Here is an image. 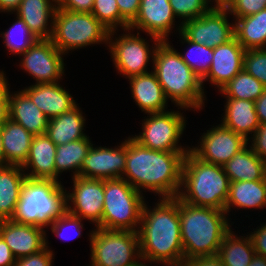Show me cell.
I'll return each instance as SVG.
<instances>
[{"mask_svg": "<svg viewBox=\"0 0 266 266\" xmlns=\"http://www.w3.org/2000/svg\"><path fill=\"white\" fill-rule=\"evenodd\" d=\"M152 209L144 203L138 229L140 256L144 263L184 266L179 197L159 198Z\"/></svg>", "mask_w": 266, "mask_h": 266, "instance_id": "6da1fadb", "label": "cell"}, {"mask_svg": "<svg viewBox=\"0 0 266 266\" xmlns=\"http://www.w3.org/2000/svg\"><path fill=\"white\" fill-rule=\"evenodd\" d=\"M187 153L152 150L128 137L126 168L122 178L141 194L142 189H147L160 198H175L180 193L182 167Z\"/></svg>", "mask_w": 266, "mask_h": 266, "instance_id": "7a4b0ae2", "label": "cell"}, {"mask_svg": "<svg viewBox=\"0 0 266 266\" xmlns=\"http://www.w3.org/2000/svg\"><path fill=\"white\" fill-rule=\"evenodd\" d=\"M226 216L225 211L193 206L179 198L184 265L195 257L217 255L224 236L231 230Z\"/></svg>", "mask_w": 266, "mask_h": 266, "instance_id": "3957f363", "label": "cell"}, {"mask_svg": "<svg viewBox=\"0 0 266 266\" xmlns=\"http://www.w3.org/2000/svg\"><path fill=\"white\" fill-rule=\"evenodd\" d=\"M152 63L166 98H170L178 109H203L206 95L201 80L168 41L158 44Z\"/></svg>", "mask_w": 266, "mask_h": 266, "instance_id": "277c9868", "label": "cell"}, {"mask_svg": "<svg viewBox=\"0 0 266 266\" xmlns=\"http://www.w3.org/2000/svg\"><path fill=\"white\" fill-rule=\"evenodd\" d=\"M230 180L223 166L204 162L189 151L182 167V184L178 197L193 206L225 211Z\"/></svg>", "mask_w": 266, "mask_h": 266, "instance_id": "5b68a950", "label": "cell"}, {"mask_svg": "<svg viewBox=\"0 0 266 266\" xmlns=\"http://www.w3.org/2000/svg\"><path fill=\"white\" fill-rule=\"evenodd\" d=\"M52 179L26 178L12 221L42 228L66 211V188Z\"/></svg>", "mask_w": 266, "mask_h": 266, "instance_id": "8992f818", "label": "cell"}, {"mask_svg": "<svg viewBox=\"0 0 266 266\" xmlns=\"http://www.w3.org/2000/svg\"><path fill=\"white\" fill-rule=\"evenodd\" d=\"M144 196L123 178L104 180L102 229L138 232Z\"/></svg>", "mask_w": 266, "mask_h": 266, "instance_id": "52a82bcc", "label": "cell"}, {"mask_svg": "<svg viewBox=\"0 0 266 266\" xmlns=\"http://www.w3.org/2000/svg\"><path fill=\"white\" fill-rule=\"evenodd\" d=\"M51 41L63 54L93 44H108L109 30L92 14L57 7Z\"/></svg>", "mask_w": 266, "mask_h": 266, "instance_id": "ba28073f", "label": "cell"}, {"mask_svg": "<svg viewBox=\"0 0 266 266\" xmlns=\"http://www.w3.org/2000/svg\"><path fill=\"white\" fill-rule=\"evenodd\" d=\"M90 232V266H138L141 263L137 232L99 227Z\"/></svg>", "mask_w": 266, "mask_h": 266, "instance_id": "9c48e42d", "label": "cell"}, {"mask_svg": "<svg viewBox=\"0 0 266 266\" xmlns=\"http://www.w3.org/2000/svg\"><path fill=\"white\" fill-rule=\"evenodd\" d=\"M142 121V133L132 138L144 147L165 152H189L190 147L180 146V136L186 127L181 111L150 113Z\"/></svg>", "mask_w": 266, "mask_h": 266, "instance_id": "30bf717a", "label": "cell"}, {"mask_svg": "<svg viewBox=\"0 0 266 266\" xmlns=\"http://www.w3.org/2000/svg\"><path fill=\"white\" fill-rule=\"evenodd\" d=\"M124 31L126 34L123 33L121 36L115 37V40L112 39L115 31H110L108 36L107 46L115 68L120 75L123 74L126 78L148 73L147 64L150 58L153 61L156 48L161 40L154 38L152 40L154 47H152L146 39L140 37V31L137 32V35L136 33L132 34L129 28Z\"/></svg>", "mask_w": 266, "mask_h": 266, "instance_id": "8fae6325", "label": "cell"}, {"mask_svg": "<svg viewBox=\"0 0 266 266\" xmlns=\"http://www.w3.org/2000/svg\"><path fill=\"white\" fill-rule=\"evenodd\" d=\"M228 10L210 9L207 13L181 24V33L190 41L214 49L235 37L234 23Z\"/></svg>", "mask_w": 266, "mask_h": 266, "instance_id": "7c38bea8", "label": "cell"}, {"mask_svg": "<svg viewBox=\"0 0 266 266\" xmlns=\"http://www.w3.org/2000/svg\"><path fill=\"white\" fill-rule=\"evenodd\" d=\"M51 39H38L21 56L22 70L33 76L35 84L57 83L64 75V58Z\"/></svg>", "mask_w": 266, "mask_h": 266, "instance_id": "4fadbf2b", "label": "cell"}, {"mask_svg": "<svg viewBox=\"0 0 266 266\" xmlns=\"http://www.w3.org/2000/svg\"><path fill=\"white\" fill-rule=\"evenodd\" d=\"M72 181V192L66 191V210L102 228L104 180L77 176Z\"/></svg>", "mask_w": 266, "mask_h": 266, "instance_id": "5bb4252c", "label": "cell"}, {"mask_svg": "<svg viewBox=\"0 0 266 266\" xmlns=\"http://www.w3.org/2000/svg\"><path fill=\"white\" fill-rule=\"evenodd\" d=\"M199 140L200 144L190 151L200 160L219 166H224L248 143L242 135L222 124L207 130Z\"/></svg>", "mask_w": 266, "mask_h": 266, "instance_id": "9a60e30c", "label": "cell"}, {"mask_svg": "<svg viewBox=\"0 0 266 266\" xmlns=\"http://www.w3.org/2000/svg\"><path fill=\"white\" fill-rule=\"evenodd\" d=\"M90 147L80 168V177L89 179L122 178L126 168L127 139L115 148Z\"/></svg>", "mask_w": 266, "mask_h": 266, "instance_id": "2e32d148", "label": "cell"}, {"mask_svg": "<svg viewBox=\"0 0 266 266\" xmlns=\"http://www.w3.org/2000/svg\"><path fill=\"white\" fill-rule=\"evenodd\" d=\"M175 18L169 0H141L139 13L129 29L148 33L151 40L169 41L167 37L174 29Z\"/></svg>", "mask_w": 266, "mask_h": 266, "instance_id": "e0dca14e", "label": "cell"}, {"mask_svg": "<svg viewBox=\"0 0 266 266\" xmlns=\"http://www.w3.org/2000/svg\"><path fill=\"white\" fill-rule=\"evenodd\" d=\"M0 236L16 259L38 253L46 247L47 234L44 228L16 223L11 219L0 220Z\"/></svg>", "mask_w": 266, "mask_h": 266, "instance_id": "ac0fdd59", "label": "cell"}, {"mask_svg": "<svg viewBox=\"0 0 266 266\" xmlns=\"http://www.w3.org/2000/svg\"><path fill=\"white\" fill-rule=\"evenodd\" d=\"M243 46L234 37L225 44L213 49V60L208 74L201 80H208L218 91L223 88L236 74L243 70L244 64Z\"/></svg>", "mask_w": 266, "mask_h": 266, "instance_id": "d6986e66", "label": "cell"}, {"mask_svg": "<svg viewBox=\"0 0 266 266\" xmlns=\"http://www.w3.org/2000/svg\"><path fill=\"white\" fill-rule=\"evenodd\" d=\"M22 90L49 120L77 105L71 94L60 86V82L32 84Z\"/></svg>", "mask_w": 266, "mask_h": 266, "instance_id": "ffe728a7", "label": "cell"}, {"mask_svg": "<svg viewBox=\"0 0 266 266\" xmlns=\"http://www.w3.org/2000/svg\"><path fill=\"white\" fill-rule=\"evenodd\" d=\"M56 145L46 134L34 135L29 155L21 166L31 179H52L56 181L55 155Z\"/></svg>", "mask_w": 266, "mask_h": 266, "instance_id": "44dd1931", "label": "cell"}, {"mask_svg": "<svg viewBox=\"0 0 266 266\" xmlns=\"http://www.w3.org/2000/svg\"><path fill=\"white\" fill-rule=\"evenodd\" d=\"M128 79L132 97L142 112L150 114L166 111L168 99L153 71Z\"/></svg>", "mask_w": 266, "mask_h": 266, "instance_id": "7402d4cb", "label": "cell"}, {"mask_svg": "<svg viewBox=\"0 0 266 266\" xmlns=\"http://www.w3.org/2000/svg\"><path fill=\"white\" fill-rule=\"evenodd\" d=\"M57 7L52 0H21L14 14L25 22L37 39H51Z\"/></svg>", "mask_w": 266, "mask_h": 266, "instance_id": "603a6c76", "label": "cell"}, {"mask_svg": "<svg viewBox=\"0 0 266 266\" xmlns=\"http://www.w3.org/2000/svg\"><path fill=\"white\" fill-rule=\"evenodd\" d=\"M226 101L221 124L225 128L242 135L248 142L251 141L249 135H253L260 124L255 102L234 98H226Z\"/></svg>", "mask_w": 266, "mask_h": 266, "instance_id": "cb8c5ba5", "label": "cell"}, {"mask_svg": "<svg viewBox=\"0 0 266 266\" xmlns=\"http://www.w3.org/2000/svg\"><path fill=\"white\" fill-rule=\"evenodd\" d=\"M9 119L23 126L33 135L45 134L48 117L32 102L21 89L9 97Z\"/></svg>", "mask_w": 266, "mask_h": 266, "instance_id": "d4e9b609", "label": "cell"}, {"mask_svg": "<svg viewBox=\"0 0 266 266\" xmlns=\"http://www.w3.org/2000/svg\"><path fill=\"white\" fill-rule=\"evenodd\" d=\"M77 104L71 110L48 121L46 135L56 145H62L88 137L83 132L85 117Z\"/></svg>", "mask_w": 266, "mask_h": 266, "instance_id": "484cf974", "label": "cell"}, {"mask_svg": "<svg viewBox=\"0 0 266 266\" xmlns=\"http://www.w3.org/2000/svg\"><path fill=\"white\" fill-rule=\"evenodd\" d=\"M33 134L20 124L8 119L2 125V145L8 165L22 166L29 155Z\"/></svg>", "mask_w": 266, "mask_h": 266, "instance_id": "4316f807", "label": "cell"}, {"mask_svg": "<svg viewBox=\"0 0 266 266\" xmlns=\"http://www.w3.org/2000/svg\"><path fill=\"white\" fill-rule=\"evenodd\" d=\"M247 145L248 143L223 166L230 182L266 180L265 160Z\"/></svg>", "mask_w": 266, "mask_h": 266, "instance_id": "83f0119b", "label": "cell"}, {"mask_svg": "<svg viewBox=\"0 0 266 266\" xmlns=\"http://www.w3.org/2000/svg\"><path fill=\"white\" fill-rule=\"evenodd\" d=\"M26 178L19 165L0 168V220H10L13 217Z\"/></svg>", "mask_w": 266, "mask_h": 266, "instance_id": "f1b7e54d", "label": "cell"}, {"mask_svg": "<svg viewBox=\"0 0 266 266\" xmlns=\"http://www.w3.org/2000/svg\"><path fill=\"white\" fill-rule=\"evenodd\" d=\"M234 206L241 209L254 208L255 210L266 207V180L230 182L229 194L225 203L227 215Z\"/></svg>", "mask_w": 266, "mask_h": 266, "instance_id": "f546056e", "label": "cell"}, {"mask_svg": "<svg viewBox=\"0 0 266 266\" xmlns=\"http://www.w3.org/2000/svg\"><path fill=\"white\" fill-rule=\"evenodd\" d=\"M236 40L245 50L266 49V9L234 21Z\"/></svg>", "mask_w": 266, "mask_h": 266, "instance_id": "4dcf8cb0", "label": "cell"}, {"mask_svg": "<svg viewBox=\"0 0 266 266\" xmlns=\"http://www.w3.org/2000/svg\"><path fill=\"white\" fill-rule=\"evenodd\" d=\"M246 236L238 237L232 229L224 236L217 253L224 266H249L256 252L250 235Z\"/></svg>", "mask_w": 266, "mask_h": 266, "instance_id": "1f68e13d", "label": "cell"}, {"mask_svg": "<svg viewBox=\"0 0 266 266\" xmlns=\"http://www.w3.org/2000/svg\"><path fill=\"white\" fill-rule=\"evenodd\" d=\"M91 146L92 143L89 136L58 145L55 155L56 181L61 182L58 179L60 176L59 174H62V172L66 170L70 171V169L71 172L75 170L72 178L79 176L81 164Z\"/></svg>", "mask_w": 266, "mask_h": 266, "instance_id": "d6a6232c", "label": "cell"}, {"mask_svg": "<svg viewBox=\"0 0 266 266\" xmlns=\"http://www.w3.org/2000/svg\"><path fill=\"white\" fill-rule=\"evenodd\" d=\"M266 87L244 69L219 90L226 98L256 101Z\"/></svg>", "mask_w": 266, "mask_h": 266, "instance_id": "836d02e7", "label": "cell"}, {"mask_svg": "<svg viewBox=\"0 0 266 266\" xmlns=\"http://www.w3.org/2000/svg\"><path fill=\"white\" fill-rule=\"evenodd\" d=\"M179 35L181 36V43L190 46L189 50L184 54L180 53L182 60L202 80L210 70L213 60V49L188 40L181 32H179Z\"/></svg>", "mask_w": 266, "mask_h": 266, "instance_id": "e575fe53", "label": "cell"}, {"mask_svg": "<svg viewBox=\"0 0 266 266\" xmlns=\"http://www.w3.org/2000/svg\"><path fill=\"white\" fill-rule=\"evenodd\" d=\"M16 18L9 30L2 32L0 35L3 37L6 49L11 53L21 56L38 39L20 17L17 16Z\"/></svg>", "mask_w": 266, "mask_h": 266, "instance_id": "d590c367", "label": "cell"}, {"mask_svg": "<svg viewBox=\"0 0 266 266\" xmlns=\"http://www.w3.org/2000/svg\"><path fill=\"white\" fill-rule=\"evenodd\" d=\"M91 13L109 30L129 28V23L120 15L116 0H94Z\"/></svg>", "mask_w": 266, "mask_h": 266, "instance_id": "8d00e7d4", "label": "cell"}, {"mask_svg": "<svg viewBox=\"0 0 266 266\" xmlns=\"http://www.w3.org/2000/svg\"><path fill=\"white\" fill-rule=\"evenodd\" d=\"M172 11L177 18L183 19L178 32H181V24L185 21L193 20L207 13L210 5L207 0H169Z\"/></svg>", "mask_w": 266, "mask_h": 266, "instance_id": "74e56055", "label": "cell"}, {"mask_svg": "<svg viewBox=\"0 0 266 266\" xmlns=\"http://www.w3.org/2000/svg\"><path fill=\"white\" fill-rule=\"evenodd\" d=\"M83 220L75 216L71 213H69L67 210L58 217L55 221L51 222L47 225L51 226V231L53 234H55L57 237L63 239V240H71L73 238H78L82 234L83 224L81 223ZM69 230H71L69 232ZM72 232V236L69 234ZM74 233V234H73ZM69 234V235H68Z\"/></svg>", "mask_w": 266, "mask_h": 266, "instance_id": "f35d334b", "label": "cell"}, {"mask_svg": "<svg viewBox=\"0 0 266 266\" xmlns=\"http://www.w3.org/2000/svg\"><path fill=\"white\" fill-rule=\"evenodd\" d=\"M243 69L266 87V49L245 50Z\"/></svg>", "mask_w": 266, "mask_h": 266, "instance_id": "ab89813d", "label": "cell"}, {"mask_svg": "<svg viewBox=\"0 0 266 266\" xmlns=\"http://www.w3.org/2000/svg\"><path fill=\"white\" fill-rule=\"evenodd\" d=\"M266 9V0H236L228 9L234 19L247 17Z\"/></svg>", "mask_w": 266, "mask_h": 266, "instance_id": "60d3db41", "label": "cell"}, {"mask_svg": "<svg viewBox=\"0 0 266 266\" xmlns=\"http://www.w3.org/2000/svg\"><path fill=\"white\" fill-rule=\"evenodd\" d=\"M46 237V247L40 252L28 256L17 258L13 266H52L54 254L48 246Z\"/></svg>", "mask_w": 266, "mask_h": 266, "instance_id": "b9f144b4", "label": "cell"}, {"mask_svg": "<svg viewBox=\"0 0 266 266\" xmlns=\"http://www.w3.org/2000/svg\"><path fill=\"white\" fill-rule=\"evenodd\" d=\"M4 71H0V126L9 119L10 88Z\"/></svg>", "mask_w": 266, "mask_h": 266, "instance_id": "7bdbcfd3", "label": "cell"}, {"mask_svg": "<svg viewBox=\"0 0 266 266\" xmlns=\"http://www.w3.org/2000/svg\"><path fill=\"white\" fill-rule=\"evenodd\" d=\"M252 136L251 149L261 159L266 161V124H259L257 130Z\"/></svg>", "mask_w": 266, "mask_h": 266, "instance_id": "ee69618b", "label": "cell"}, {"mask_svg": "<svg viewBox=\"0 0 266 266\" xmlns=\"http://www.w3.org/2000/svg\"><path fill=\"white\" fill-rule=\"evenodd\" d=\"M141 0H116L120 15L131 24L137 17Z\"/></svg>", "mask_w": 266, "mask_h": 266, "instance_id": "f6af8a7d", "label": "cell"}, {"mask_svg": "<svg viewBox=\"0 0 266 266\" xmlns=\"http://www.w3.org/2000/svg\"><path fill=\"white\" fill-rule=\"evenodd\" d=\"M253 245L254 250L257 255L264 256L266 258V223L258 226L257 229L249 233Z\"/></svg>", "mask_w": 266, "mask_h": 266, "instance_id": "bcb514c9", "label": "cell"}, {"mask_svg": "<svg viewBox=\"0 0 266 266\" xmlns=\"http://www.w3.org/2000/svg\"><path fill=\"white\" fill-rule=\"evenodd\" d=\"M94 0H62L58 8L72 11L91 13Z\"/></svg>", "mask_w": 266, "mask_h": 266, "instance_id": "7dc6e473", "label": "cell"}, {"mask_svg": "<svg viewBox=\"0 0 266 266\" xmlns=\"http://www.w3.org/2000/svg\"><path fill=\"white\" fill-rule=\"evenodd\" d=\"M184 266H224L217 255L200 256L185 262Z\"/></svg>", "mask_w": 266, "mask_h": 266, "instance_id": "c3c4849f", "label": "cell"}, {"mask_svg": "<svg viewBox=\"0 0 266 266\" xmlns=\"http://www.w3.org/2000/svg\"><path fill=\"white\" fill-rule=\"evenodd\" d=\"M16 258L13 256L10 247L0 236V266H13Z\"/></svg>", "mask_w": 266, "mask_h": 266, "instance_id": "681fc988", "label": "cell"}, {"mask_svg": "<svg viewBox=\"0 0 266 266\" xmlns=\"http://www.w3.org/2000/svg\"><path fill=\"white\" fill-rule=\"evenodd\" d=\"M255 108L260 124H266V90L255 101Z\"/></svg>", "mask_w": 266, "mask_h": 266, "instance_id": "f907efd6", "label": "cell"}, {"mask_svg": "<svg viewBox=\"0 0 266 266\" xmlns=\"http://www.w3.org/2000/svg\"><path fill=\"white\" fill-rule=\"evenodd\" d=\"M21 0H0V12L13 13L19 7Z\"/></svg>", "mask_w": 266, "mask_h": 266, "instance_id": "816d5d0a", "label": "cell"}, {"mask_svg": "<svg viewBox=\"0 0 266 266\" xmlns=\"http://www.w3.org/2000/svg\"><path fill=\"white\" fill-rule=\"evenodd\" d=\"M208 4H211L210 2L214 1L213 6H209L210 9H220V10H228L231 5L236 1V0H207Z\"/></svg>", "mask_w": 266, "mask_h": 266, "instance_id": "f5cc1de1", "label": "cell"}, {"mask_svg": "<svg viewBox=\"0 0 266 266\" xmlns=\"http://www.w3.org/2000/svg\"><path fill=\"white\" fill-rule=\"evenodd\" d=\"M249 266H266V258L255 254Z\"/></svg>", "mask_w": 266, "mask_h": 266, "instance_id": "db71d44e", "label": "cell"}, {"mask_svg": "<svg viewBox=\"0 0 266 266\" xmlns=\"http://www.w3.org/2000/svg\"><path fill=\"white\" fill-rule=\"evenodd\" d=\"M8 164L5 161L3 145H2V126H0V168L5 167Z\"/></svg>", "mask_w": 266, "mask_h": 266, "instance_id": "11a10c76", "label": "cell"}, {"mask_svg": "<svg viewBox=\"0 0 266 266\" xmlns=\"http://www.w3.org/2000/svg\"><path fill=\"white\" fill-rule=\"evenodd\" d=\"M57 6L62 2V0H52Z\"/></svg>", "mask_w": 266, "mask_h": 266, "instance_id": "9f6ffc18", "label": "cell"}, {"mask_svg": "<svg viewBox=\"0 0 266 266\" xmlns=\"http://www.w3.org/2000/svg\"><path fill=\"white\" fill-rule=\"evenodd\" d=\"M138 266H149L147 263H144L143 261Z\"/></svg>", "mask_w": 266, "mask_h": 266, "instance_id": "6f0895ef", "label": "cell"}]
</instances>
